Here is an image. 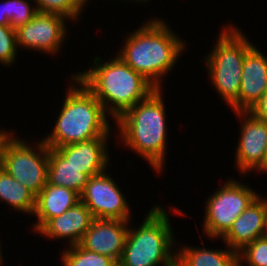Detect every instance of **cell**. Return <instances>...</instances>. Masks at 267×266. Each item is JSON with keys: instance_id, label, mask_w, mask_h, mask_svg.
<instances>
[{"instance_id": "obj_23", "label": "cell", "mask_w": 267, "mask_h": 266, "mask_svg": "<svg viewBox=\"0 0 267 266\" xmlns=\"http://www.w3.org/2000/svg\"><path fill=\"white\" fill-rule=\"evenodd\" d=\"M239 266H267V236L257 238L238 252Z\"/></svg>"}, {"instance_id": "obj_5", "label": "cell", "mask_w": 267, "mask_h": 266, "mask_svg": "<svg viewBox=\"0 0 267 266\" xmlns=\"http://www.w3.org/2000/svg\"><path fill=\"white\" fill-rule=\"evenodd\" d=\"M165 208L154 204L139 226L128 227L118 266H170L176 261V235L171 227V211Z\"/></svg>"}, {"instance_id": "obj_27", "label": "cell", "mask_w": 267, "mask_h": 266, "mask_svg": "<svg viewBox=\"0 0 267 266\" xmlns=\"http://www.w3.org/2000/svg\"><path fill=\"white\" fill-rule=\"evenodd\" d=\"M10 131V132H9ZM14 132V133H13ZM16 131L12 130H5L4 128H0V168H2V162H3V151L5 148V145L10 140V138L16 134Z\"/></svg>"}, {"instance_id": "obj_8", "label": "cell", "mask_w": 267, "mask_h": 266, "mask_svg": "<svg viewBox=\"0 0 267 266\" xmlns=\"http://www.w3.org/2000/svg\"><path fill=\"white\" fill-rule=\"evenodd\" d=\"M15 135L5 145L2 168L37 196L47 184L49 147L42 139L32 144Z\"/></svg>"}, {"instance_id": "obj_13", "label": "cell", "mask_w": 267, "mask_h": 266, "mask_svg": "<svg viewBox=\"0 0 267 266\" xmlns=\"http://www.w3.org/2000/svg\"><path fill=\"white\" fill-rule=\"evenodd\" d=\"M259 50L255 44L245 55L239 96L229 107L232 112L249 111L267 92V55Z\"/></svg>"}, {"instance_id": "obj_22", "label": "cell", "mask_w": 267, "mask_h": 266, "mask_svg": "<svg viewBox=\"0 0 267 266\" xmlns=\"http://www.w3.org/2000/svg\"><path fill=\"white\" fill-rule=\"evenodd\" d=\"M34 2L38 12L59 14L70 20V23L76 22V24L88 5L87 0H34Z\"/></svg>"}, {"instance_id": "obj_4", "label": "cell", "mask_w": 267, "mask_h": 266, "mask_svg": "<svg viewBox=\"0 0 267 266\" xmlns=\"http://www.w3.org/2000/svg\"><path fill=\"white\" fill-rule=\"evenodd\" d=\"M70 76L54 128L42 137L49 148L112 136L115 132L99 100L74 75Z\"/></svg>"}, {"instance_id": "obj_14", "label": "cell", "mask_w": 267, "mask_h": 266, "mask_svg": "<svg viewBox=\"0 0 267 266\" xmlns=\"http://www.w3.org/2000/svg\"><path fill=\"white\" fill-rule=\"evenodd\" d=\"M262 196V197H261ZM267 196L259 195L233 222L220 238L237 253L247 244L266 236Z\"/></svg>"}, {"instance_id": "obj_26", "label": "cell", "mask_w": 267, "mask_h": 266, "mask_svg": "<svg viewBox=\"0 0 267 266\" xmlns=\"http://www.w3.org/2000/svg\"><path fill=\"white\" fill-rule=\"evenodd\" d=\"M257 119L267 123V92L249 110Z\"/></svg>"}, {"instance_id": "obj_12", "label": "cell", "mask_w": 267, "mask_h": 266, "mask_svg": "<svg viewBox=\"0 0 267 266\" xmlns=\"http://www.w3.org/2000/svg\"><path fill=\"white\" fill-rule=\"evenodd\" d=\"M132 220L96 219L91 222L79 243L88 251L96 252L120 261Z\"/></svg>"}, {"instance_id": "obj_28", "label": "cell", "mask_w": 267, "mask_h": 266, "mask_svg": "<svg viewBox=\"0 0 267 266\" xmlns=\"http://www.w3.org/2000/svg\"><path fill=\"white\" fill-rule=\"evenodd\" d=\"M0 25H10V21L7 19V0H0Z\"/></svg>"}, {"instance_id": "obj_20", "label": "cell", "mask_w": 267, "mask_h": 266, "mask_svg": "<svg viewBox=\"0 0 267 266\" xmlns=\"http://www.w3.org/2000/svg\"><path fill=\"white\" fill-rule=\"evenodd\" d=\"M0 202L9 205L17 213L31 216L35 210L36 196L15 180L5 169L0 168Z\"/></svg>"}, {"instance_id": "obj_6", "label": "cell", "mask_w": 267, "mask_h": 266, "mask_svg": "<svg viewBox=\"0 0 267 266\" xmlns=\"http://www.w3.org/2000/svg\"><path fill=\"white\" fill-rule=\"evenodd\" d=\"M203 63L212 89L230 107L238 98L242 65L246 53L254 46L250 38L236 25H223Z\"/></svg>"}, {"instance_id": "obj_16", "label": "cell", "mask_w": 267, "mask_h": 266, "mask_svg": "<svg viewBox=\"0 0 267 266\" xmlns=\"http://www.w3.org/2000/svg\"><path fill=\"white\" fill-rule=\"evenodd\" d=\"M93 219L89 209L80 201L60 216L51 218L37 233L53 241L65 239L67 246L77 245Z\"/></svg>"}, {"instance_id": "obj_1", "label": "cell", "mask_w": 267, "mask_h": 266, "mask_svg": "<svg viewBox=\"0 0 267 266\" xmlns=\"http://www.w3.org/2000/svg\"><path fill=\"white\" fill-rule=\"evenodd\" d=\"M163 18L153 17L142 26L127 33L117 55L133 70L140 73L156 89H163V81L186 50V41ZM187 48V49H186Z\"/></svg>"}, {"instance_id": "obj_3", "label": "cell", "mask_w": 267, "mask_h": 266, "mask_svg": "<svg viewBox=\"0 0 267 266\" xmlns=\"http://www.w3.org/2000/svg\"><path fill=\"white\" fill-rule=\"evenodd\" d=\"M72 75L99 100L112 122L156 89L117 54L108 60L94 56L88 69Z\"/></svg>"}, {"instance_id": "obj_19", "label": "cell", "mask_w": 267, "mask_h": 266, "mask_svg": "<svg viewBox=\"0 0 267 266\" xmlns=\"http://www.w3.org/2000/svg\"><path fill=\"white\" fill-rule=\"evenodd\" d=\"M88 174L70 164L55 148H49L47 183L69 188L82 194L89 181Z\"/></svg>"}, {"instance_id": "obj_10", "label": "cell", "mask_w": 267, "mask_h": 266, "mask_svg": "<svg viewBox=\"0 0 267 266\" xmlns=\"http://www.w3.org/2000/svg\"><path fill=\"white\" fill-rule=\"evenodd\" d=\"M105 172L89 178L80 201L89 209L93 218L108 220H132L129 205L115 178Z\"/></svg>"}, {"instance_id": "obj_18", "label": "cell", "mask_w": 267, "mask_h": 266, "mask_svg": "<svg viewBox=\"0 0 267 266\" xmlns=\"http://www.w3.org/2000/svg\"><path fill=\"white\" fill-rule=\"evenodd\" d=\"M178 245L176 260L181 266H239L238 253L226 244L224 250L207 249L203 241V247L200 248L181 243Z\"/></svg>"}, {"instance_id": "obj_15", "label": "cell", "mask_w": 267, "mask_h": 266, "mask_svg": "<svg viewBox=\"0 0 267 266\" xmlns=\"http://www.w3.org/2000/svg\"><path fill=\"white\" fill-rule=\"evenodd\" d=\"M111 136H101L88 141L55 148L71 165L90 177L109 169L111 155L107 143Z\"/></svg>"}, {"instance_id": "obj_9", "label": "cell", "mask_w": 267, "mask_h": 266, "mask_svg": "<svg viewBox=\"0 0 267 266\" xmlns=\"http://www.w3.org/2000/svg\"><path fill=\"white\" fill-rule=\"evenodd\" d=\"M68 21L59 14L37 12L28 23L15 29L17 49H29L57 57L68 38Z\"/></svg>"}, {"instance_id": "obj_29", "label": "cell", "mask_w": 267, "mask_h": 266, "mask_svg": "<svg viewBox=\"0 0 267 266\" xmlns=\"http://www.w3.org/2000/svg\"><path fill=\"white\" fill-rule=\"evenodd\" d=\"M116 1H118V0H113V2H116ZM121 1H125L124 3H126V2L127 3H132L133 2V4L136 3V4H140V5L142 3L144 6H147V4L150 3L151 0H120V2ZM87 2H88V4H90L89 0H87Z\"/></svg>"}, {"instance_id": "obj_7", "label": "cell", "mask_w": 267, "mask_h": 266, "mask_svg": "<svg viewBox=\"0 0 267 266\" xmlns=\"http://www.w3.org/2000/svg\"><path fill=\"white\" fill-rule=\"evenodd\" d=\"M260 194L242 180L229 178L221 184L204 203L202 232L207 239H220L231 227L236 218Z\"/></svg>"}, {"instance_id": "obj_11", "label": "cell", "mask_w": 267, "mask_h": 266, "mask_svg": "<svg viewBox=\"0 0 267 266\" xmlns=\"http://www.w3.org/2000/svg\"><path fill=\"white\" fill-rule=\"evenodd\" d=\"M240 120V135L235 152L234 167L242 177L256 171L264 174V160L267 149V123L257 119L249 111H235Z\"/></svg>"}, {"instance_id": "obj_21", "label": "cell", "mask_w": 267, "mask_h": 266, "mask_svg": "<svg viewBox=\"0 0 267 266\" xmlns=\"http://www.w3.org/2000/svg\"><path fill=\"white\" fill-rule=\"evenodd\" d=\"M65 247L60 251L63 266H118L114 259L88 251L80 244Z\"/></svg>"}, {"instance_id": "obj_30", "label": "cell", "mask_w": 267, "mask_h": 266, "mask_svg": "<svg viewBox=\"0 0 267 266\" xmlns=\"http://www.w3.org/2000/svg\"><path fill=\"white\" fill-rule=\"evenodd\" d=\"M1 241H0V266H3L4 265V260H3V253H2V249L3 248H1Z\"/></svg>"}, {"instance_id": "obj_2", "label": "cell", "mask_w": 267, "mask_h": 266, "mask_svg": "<svg viewBox=\"0 0 267 266\" xmlns=\"http://www.w3.org/2000/svg\"><path fill=\"white\" fill-rule=\"evenodd\" d=\"M163 89H155L145 100L124 112L114 124L118 141L149 164L158 175L164 172L167 153V117Z\"/></svg>"}, {"instance_id": "obj_24", "label": "cell", "mask_w": 267, "mask_h": 266, "mask_svg": "<svg viewBox=\"0 0 267 266\" xmlns=\"http://www.w3.org/2000/svg\"><path fill=\"white\" fill-rule=\"evenodd\" d=\"M37 12L34 0H7V19L14 29L28 23Z\"/></svg>"}, {"instance_id": "obj_17", "label": "cell", "mask_w": 267, "mask_h": 266, "mask_svg": "<svg viewBox=\"0 0 267 266\" xmlns=\"http://www.w3.org/2000/svg\"><path fill=\"white\" fill-rule=\"evenodd\" d=\"M80 202V195L63 186L46 184L36 196L35 210L32 217L36 220L30 224L34 234L51 219L60 216Z\"/></svg>"}, {"instance_id": "obj_32", "label": "cell", "mask_w": 267, "mask_h": 266, "mask_svg": "<svg viewBox=\"0 0 267 266\" xmlns=\"http://www.w3.org/2000/svg\"><path fill=\"white\" fill-rule=\"evenodd\" d=\"M170 266H181L180 263L176 260L174 263H172Z\"/></svg>"}, {"instance_id": "obj_25", "label": "cell", "mask_w": 267, "mask_h": 266, "mask_svg": "<svg viewBox=\"0 0 267 266\" xmlns=\"http://www.w3.org/2000/svg\"><path fill=\"white\" fill-rule=\"evenodd\" d=\"M16 31L10 25H0V65L10 68L18 59Z\"/></svg>"}, {"instance_id": "obj_31", "label": "cell", "mask_w": 267, "mask_h": 266, "mask_svg": "<svg viewBox=\"0 0 267 266\" xmlns=\"http://www.w3.org/2000/svg\"><path fill=\"white\" fill-rule=\"evenodd\" d=\"M266 173H267V149H266L265 160H264V174Z\"/></svg>"}]
</instances>
